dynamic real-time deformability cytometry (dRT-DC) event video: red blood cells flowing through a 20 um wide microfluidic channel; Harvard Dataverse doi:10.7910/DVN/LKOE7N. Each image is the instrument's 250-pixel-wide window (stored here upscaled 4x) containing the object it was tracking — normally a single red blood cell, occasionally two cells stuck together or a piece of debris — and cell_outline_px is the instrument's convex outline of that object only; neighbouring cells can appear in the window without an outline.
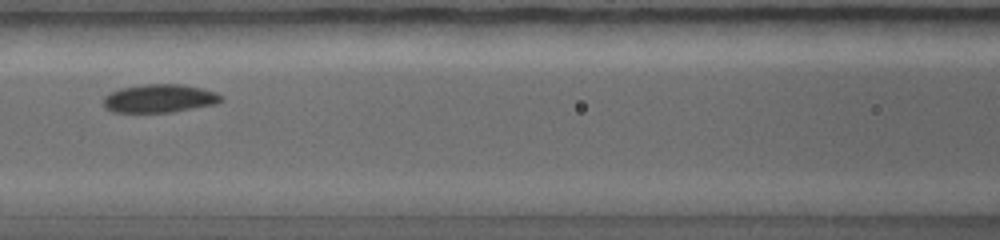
{"species": "common noctule bat (a hibernating species)", "species_latin": "Nyctalus noctula", "temperature_condition": "warm", "stored_images_in_passage": 8, "camera_frame_rate_fps": 5000, "um_per_image_px": 0.085, "animal": {"sex": "female", "body_mass_g": 19.0, "forearm_length_mm": 56.7}, "frame": {"image": 1, "passage_image": 4, "time_ms": 2.0, "image_size_px": [1000, 240], "cell_outline_px": [[224, 100], [216, 104], [172, 112], [112, 112], [104, 108], [104, 96], [120, 88], [144, 84], [180, 84], [200, 88], [216, 92], [224, 96]], "centroid_in_image_um": [13.57, 8.37], "position_along_channel_um": 153.0, "area_um2": 19.48}}
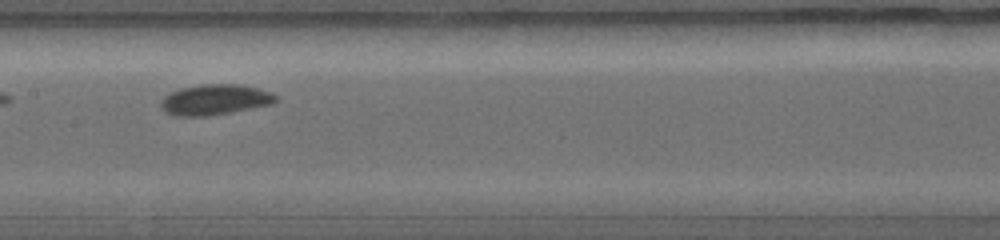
{"frame": {"image": 2, "passage_image": 5, "time_ms": 2.6, "image_size_px": [1000, 240], "cell_outline_px": [[276, 100], [272, 104], [228, 112], [204, 116], [176, 116], [168, 112], [160, 104], [160, 100], [164, 96], [180, 88], [200, 84], [240, 84], [256, 88], [268, 92], [276, 96]], "centroid_in_image_um": [18.23, 8.46], "position_along_channel_um": 189.2, "area_um2": 20.0}}
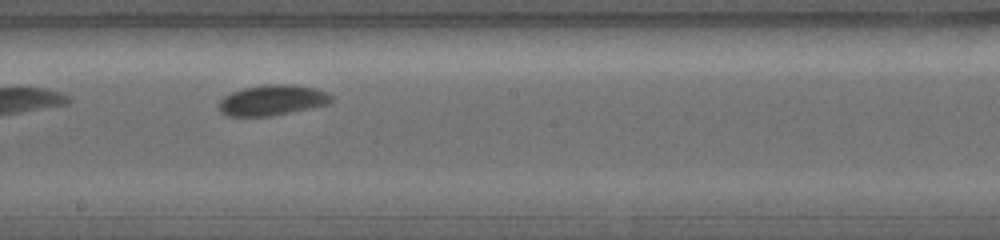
{"frame": {"image": 3, "passage_image": 6, "time_ms": 3.2, "image_size_px": [1000, 240], "cell_outline_px": [[332, 100], [328, 104], [268, 116], [228, 116], [220, 112], [220, 100], [224, 96], [232, 92], [244, 88], [264, 84], [288, 84], [316, 88], [332, 96]], "centroid_in_image_um": [23.11, 8.5], "position_along_channel_um": 225.1, "area_um2": 19.65}}